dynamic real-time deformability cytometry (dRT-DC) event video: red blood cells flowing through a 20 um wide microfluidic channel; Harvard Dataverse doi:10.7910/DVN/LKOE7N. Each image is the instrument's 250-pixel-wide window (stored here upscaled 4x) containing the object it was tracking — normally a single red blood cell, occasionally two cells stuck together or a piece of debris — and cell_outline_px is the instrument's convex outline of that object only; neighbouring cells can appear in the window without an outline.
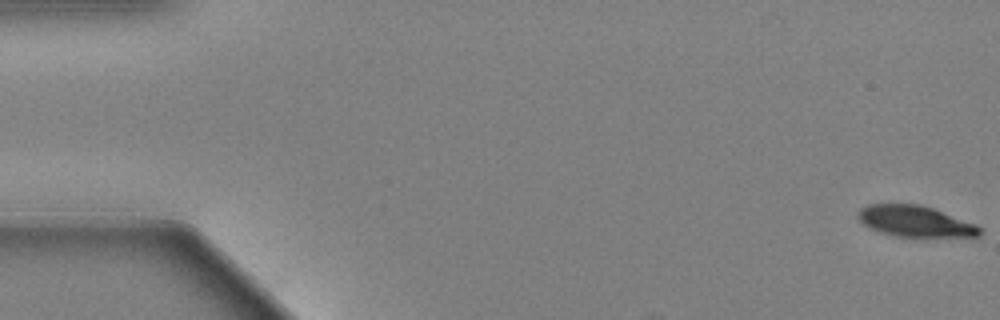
{"species": "Egyptian fruit bat (a non-hibernating species)", "species_latin": "Rousettus aegyptiacus", "temperature_condition": "warm", "stored_images_in_passage": 13, "camera_frame_rate_fps": 3000, "um_per_image_px": 0.085, "animal": {"sex": "female"}, "frame": {"image": 1, "passage_image": 1, "time_ms": 0.0, "image_size_px": [1000, 320], "cell_outline_px": [[980, 236], [896, 236], [880, 232], [864, 224], [856, 216], [860, 208], [868, 204], [920, 204], [932, 208], [976, 224], [980, 228]], "centroid_in_image_um": [77.75, 18.79], "position_along_channel_um": 7.2, "area_um2": 21.62}}